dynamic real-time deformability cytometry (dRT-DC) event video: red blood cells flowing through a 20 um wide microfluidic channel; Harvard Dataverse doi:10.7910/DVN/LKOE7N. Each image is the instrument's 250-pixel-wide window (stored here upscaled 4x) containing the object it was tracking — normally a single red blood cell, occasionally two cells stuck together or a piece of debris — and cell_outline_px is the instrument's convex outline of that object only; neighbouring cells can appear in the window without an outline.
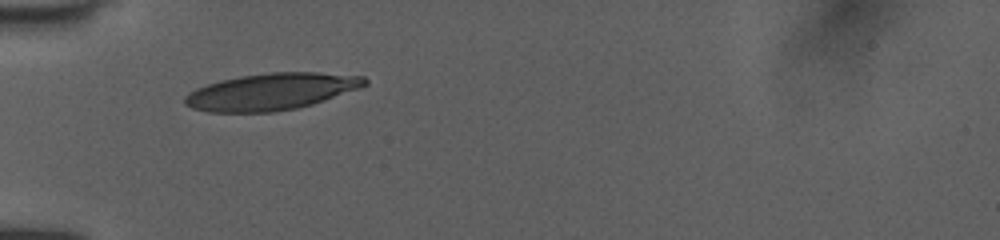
{"species": "human", "species_latin": "Homo sapiens", "temperature_condition": "room temperature", "stored_images_in_passage": 29, "camera_frame_rate_fps": 3000, "um_per_image_px": 0.085, "donor": {"sex": "female"}, "frame": {"image": 1, "passage_image": 1, "time_ms": 0.0, "image_size_px": [1000, 240], "cell_outline_px": [[368, 84], [360, 88], [312, 104], [296, 108], [272, 112], [208, 112], [192, 108], [184, 104], [184, 96], [188, 92], [196, 88], [220, 80], [240, 76], [268, 72], [320, 72], [364, 76], [368, 80]], "centroid_in_image_um": [23.05, 7.78], "position_along_channel_um": 61.9, "area_um2": 38.67}}
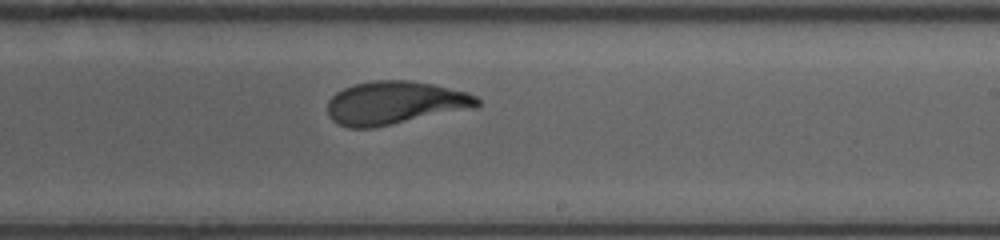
{"frame": {"image": 2, "passage_image": 16, "time_ms": 5.0, "image_size_px": [1000, 240], "cell_outline_px": [[480, 104], [476, 108], [376, 128], [348, 128], [336, 124], [328, 116], [328, 100], [336, 92], [352, 84], [372, 80], [412, 80], [432, 84], [468, 92], [476, 96], [480, 100]], "centroid_in_image_um": [33.57, 8.76], "position_along_channel_um": 255.4, "area_um2": 38.38}}
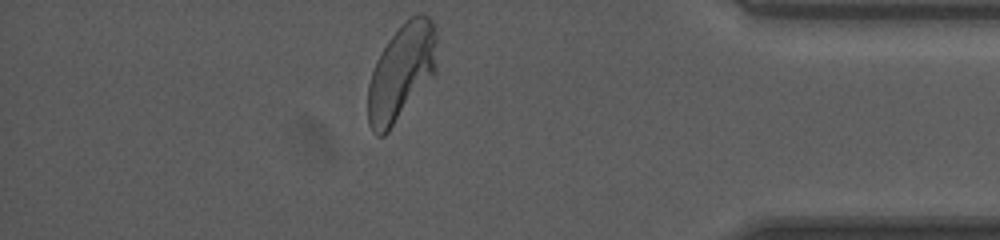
{"frame": {"image": 3, "passage_image": 29, "time_ms": 9.333, "image_size_px": [1000, 240], "cell_outline_px": [[436, 72], [388, 132], [384, 136], [376, 136], [372, 132], [368, 124], [368, 84], [376, 60], [380, 52], [388, 40], [412, 16], [420, 12], [424, 12], [432, 20], [436, 28]], "centroid_in_image_um": [34.12, 6.15], "position_along_channel_um": 401.1, "area_um2": 38.61}, "authors_computed_cell_mechanics": {"area_um2": 37.7434, "velocity_mm_per_s": 3.9978, "shape_relaxation_time_tau1_ms": 3.6791, "shape_relaxation_time_tau2_ms": 0.7006, "deformation_change_tau1": 0.1603, "deformation_change_tau2": 0.0662}}